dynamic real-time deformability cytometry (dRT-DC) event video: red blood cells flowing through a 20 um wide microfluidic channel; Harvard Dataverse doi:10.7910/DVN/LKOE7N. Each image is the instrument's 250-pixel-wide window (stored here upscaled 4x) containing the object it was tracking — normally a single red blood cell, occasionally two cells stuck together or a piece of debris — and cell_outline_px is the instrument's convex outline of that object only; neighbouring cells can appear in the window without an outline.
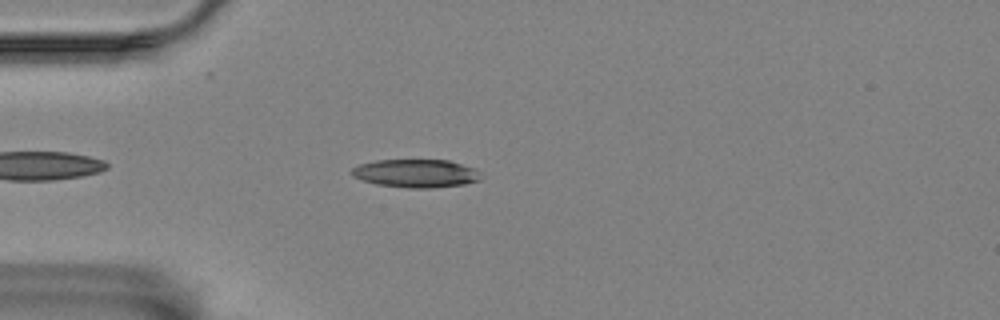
{"species": "Egyptian fruit bat (a non-hibernating species)", "species_latin": "Rousettus aegyptiacus", "temperature_condition": "room temperature", "stored_images_in_passage": 42, "camera_frame_rate_fps": 3000, "um_per_image_px": 0.085, "animal": {"sex": "female"}, "frame": {"image": 1, "passage_image": 6, "time_ms": 1.667, "image_size_px": [1000, 320], "cell_outline_px": [[480, 180], [464, 184], [432, 188], [408, 188], [376, 184], [352, 176], [348, 172], [352, 168], [360, 164], [376, 160], [448, 160], [476, 168], [480, 172]], "centroid_in_image_um": [35.35, 14.73], "position_along_channel_um": 49.6, "area_um2": 21.33}}
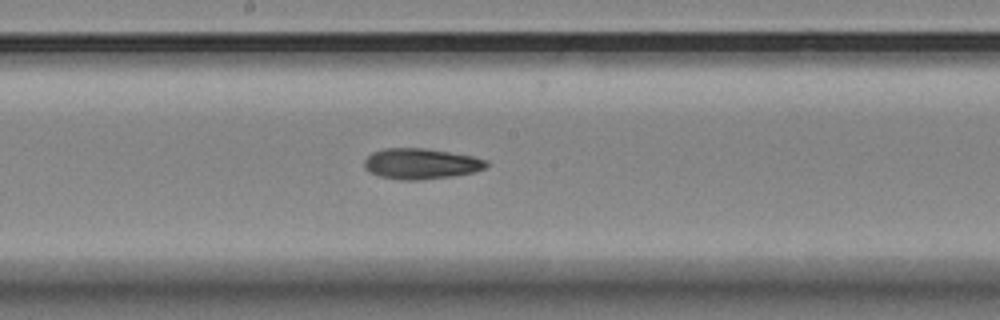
{"frame": {"image": 2, "passage_image": 21, "time_ms": 6.667, "image_size_px": [1000, 320], "cell_outline_px": [[488, 164], [484, 168], [472, 172], [448, 176], [416, 180], [400, 180], [380, 176], [364, 168], [364, 160], [372, 152], [384, 148], [424, 148], [472, 156], [488, 160]], "centroid_in_image_um": [35.74, 13.9], "position_along_channel_um": 212.5, "area_um2": 21.5}}
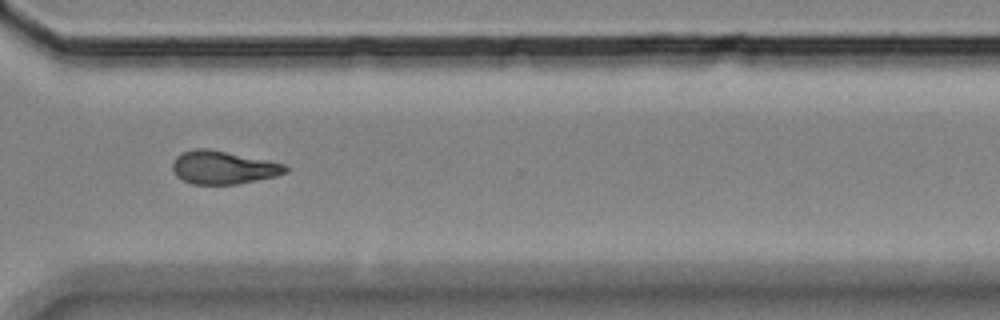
{"frame": {"image": 3, "passage_image": 33, "time_ms": 10.667, "image_size_px": [1000, 320], "cell_outline_px": [[288, 172], [276, 176], [236, 184], [192, 184], [176, 176], [172, 168], [172, 164], [176, 156], [184, 152], [196, 148], [208, 148], [268, 160], [284, 164], [288, 168]], "centroid_in_image_um": [18.97, 14.23], "position_along_channel_um": 351.6, "area_um2": 21.73}}